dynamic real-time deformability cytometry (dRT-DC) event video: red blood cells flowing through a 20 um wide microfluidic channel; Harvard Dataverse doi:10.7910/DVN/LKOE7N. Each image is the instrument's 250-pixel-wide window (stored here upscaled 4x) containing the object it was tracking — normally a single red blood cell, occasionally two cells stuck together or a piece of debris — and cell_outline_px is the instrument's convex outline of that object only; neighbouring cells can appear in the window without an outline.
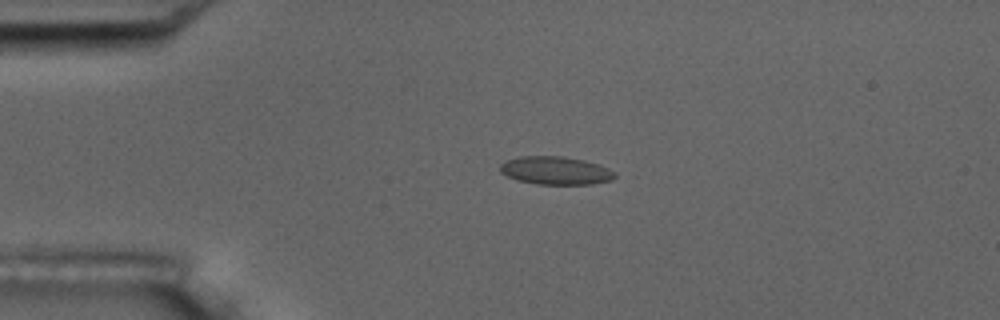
{"species": "common noctule bat (a hibernating species)", "species_latin": "Nyctalus noctula", "temperature_condition": "room temperature", "stored_images_in_passage": 4, "camera_frame_rate_fps": 3000, "um_per_image_px": 0.085, "animal": {"sex": "male", "body_mass_g": 17.5, "forearm_length_mm": 52.3}, "frame": {"image": 1, "passage_image": 3, "time_ms": 2.333, "image_size_px": [1000, 320], "cell_outline_px": [[616, 176], [612, 180], [592, 184], [536, 184], [516, 180], [500, 172], [500, 164], [504, 160], [520, 156], [564, 156], [584, 160], [608, 168], [616, 172]], "centroid_in_image_um": [47.21, 14.49], "position_along_channel_um": 37.8, "area_um2": 18.9}}